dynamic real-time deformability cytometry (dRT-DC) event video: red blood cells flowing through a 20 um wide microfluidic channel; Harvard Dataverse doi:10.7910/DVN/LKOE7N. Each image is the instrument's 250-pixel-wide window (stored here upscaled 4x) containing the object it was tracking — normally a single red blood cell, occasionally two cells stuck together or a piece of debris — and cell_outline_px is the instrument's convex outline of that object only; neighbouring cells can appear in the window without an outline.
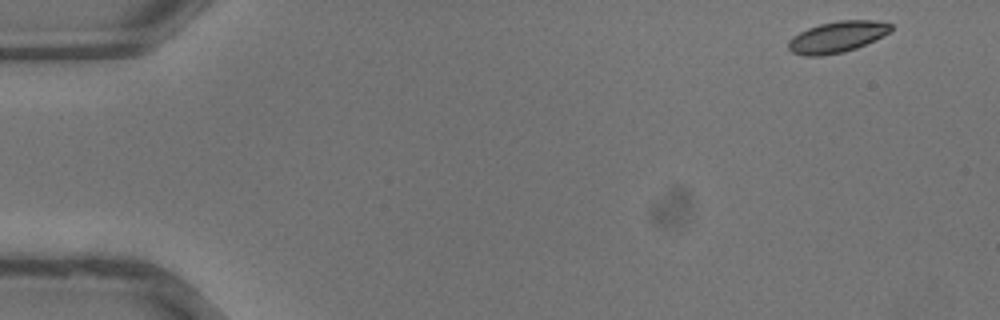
{"species": "common noctule bat (a hibernating species)", "species_latin": "Nyctalus noctula", "temperature_condition": "warm", "stored_images_in_passage": 35, "camera_frame_rate_fps": 3000, "um_per_image_px": 0.085, "animal": {"sex": "male", "body_mass_g": 13.3}, "frame": {"image": 1, "passage_image": 1, "time_ms": 0.0, "image_size_px": [1000, 320], "cell_outline_px": [[892, 28], [888, 32], [856, 48], [844, 52], [820, 56], [804, 56], [792, 52], [788, 48], [788, 40], [792, 36], [808, 28], [820, 24], [840, 20], [872, 20], [892, 24]], "centroid_in_image_um": [71.09, 3.14], "position_along_channel_um": 13.9, "area_um2": 18.38}}
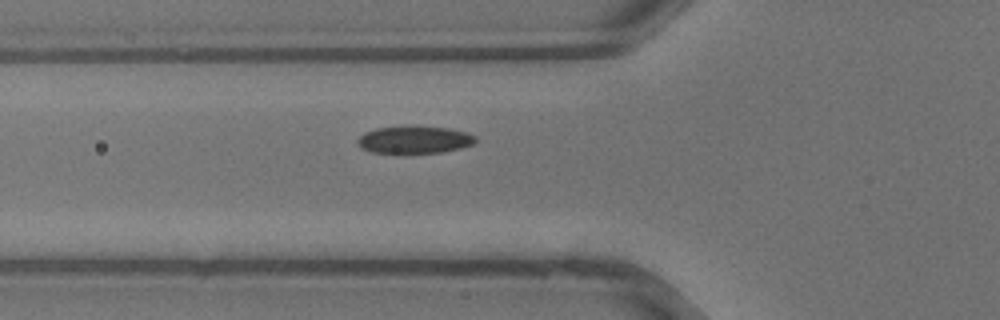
{"frame": {"image": 2, "passage_image": 12, "time_ms": 3.667, "image_size_px": [1000, 320], "cell_outline_px": [[476, 140], [472, 144], [460, 148], [440, 152], [400, 156], [372, 152], [360, 148], [356, 144], [356, 140], [364, 132], [376, 128], [404, 124], [412, 124], [448, 128], [468, 132], [476, 136]], "centroid_in_image_um": [35.15, 11.88], "position_along_channel_um": 90.7, "area_um2": 20.23}}
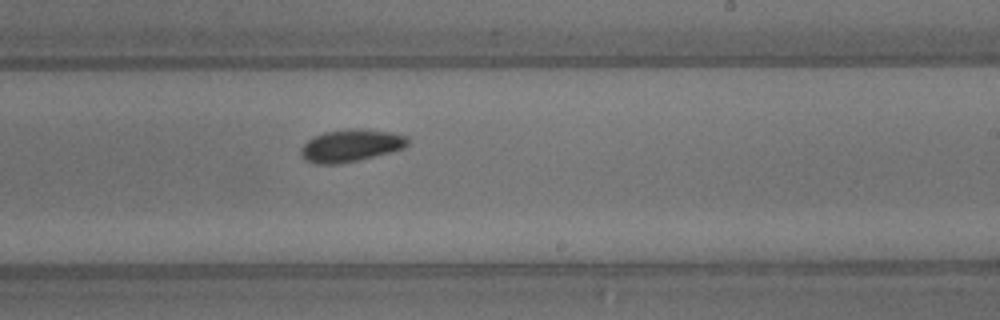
{"frame": {"image": 3, "passage_image": 21, "time_ms": 6.667, "image_size_px": [1000, 320], "cell_outline_px": [[408, 144], [404, 148], [340, 164], [316, 164], [304, 160], [300, 156], [300, 148], [308, 140], [324, 132], [352, 128], [392, 132], [408, 136]], "centroid_in_image_um": [29.79, 12.37], "position_along_channel_um": 259.2, "area_um2": 20.0}}